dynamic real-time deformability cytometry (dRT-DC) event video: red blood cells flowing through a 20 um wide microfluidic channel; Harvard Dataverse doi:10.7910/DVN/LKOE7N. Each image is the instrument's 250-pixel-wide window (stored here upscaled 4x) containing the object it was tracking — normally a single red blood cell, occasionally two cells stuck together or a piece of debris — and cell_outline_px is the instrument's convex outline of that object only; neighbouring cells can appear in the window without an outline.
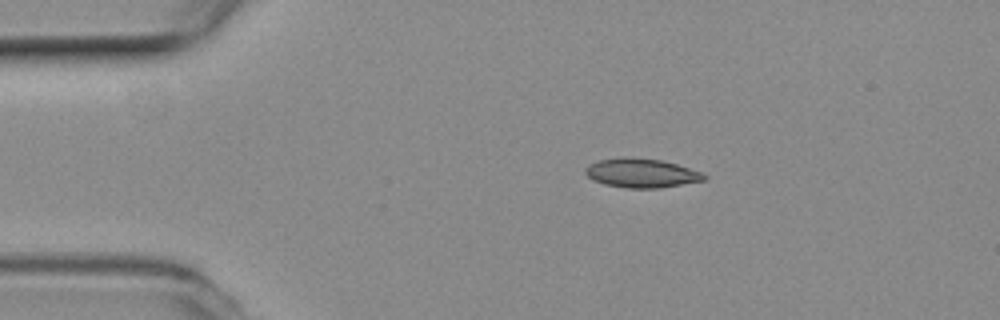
{"species": "common noctule bat (a hibernating species)", "species_latin": "Nyctalus noctula", "temperature_condition": "room temperature", "stored_images_in_passage": 4, "camera_frame_rate_fps": 3000, "um_per_image_px": 0.085, "animal": {"sex": "female", "body_mass_g": 19.3, "forearm_length_mm": 54.1}, "frame": {"image": 1, "passage_image": 2, "time_ms": 0.333, "image_size_px": [1000, 320], "cell_outline_px": [[708, 176], [704, 180], [660, 188], [628, 188], [604, 184], [592, 180], [584, 172], [584, 168], [588, 164], [600, 160], [624, 156], [632, 156], [660, 160], [676, 164], [700, 172]], "centroid_in_image_um": [54.47, 14.7], "position_along_channel_um": 30.5, "area_um2": 20.17}}
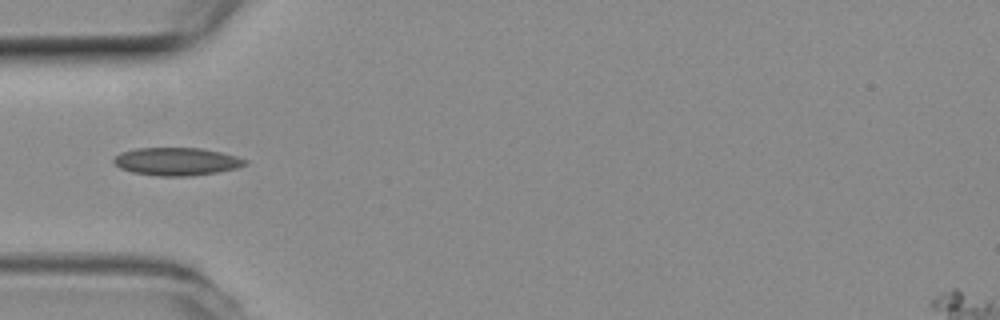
{"frame": {"image": 2, "passage_image": 4, "time_ms": 1.0, "image_size_px": [1000, 320], "cell_outline_px": [[248, 164], [236, 168], [216, 172], [192, 176], [156, 176], [132, 172], [120, 168], [112, 160], [120, 152], [136, 148], [200, 148], [220, 152], [236, 156], [248, 160]], "centroid_in_image_um": [15.01, 13.73], "position_along_channel_um": 70.0, "area_um2": 21.33}}